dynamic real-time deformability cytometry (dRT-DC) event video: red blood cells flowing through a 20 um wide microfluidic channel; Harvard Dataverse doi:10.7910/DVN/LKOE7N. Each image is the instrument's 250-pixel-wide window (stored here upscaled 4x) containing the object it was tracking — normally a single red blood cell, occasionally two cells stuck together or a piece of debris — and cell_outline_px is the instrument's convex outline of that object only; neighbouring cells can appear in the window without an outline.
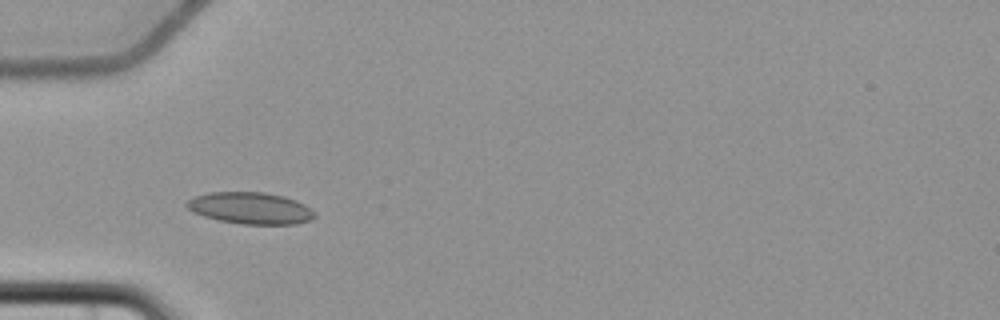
{"species": "common noctule bat (a hibernating species)", "species_latin": "Nyctalus noctula", "temperature_condition": "cold", "stored_images_in_passage": 2, "camera_frame_rate_fps": 3000, "um_per_image_px": 0.085, "animal": {"sex": "female", "body_mass_g": 22.7, "forearm_length_mm": 54.2}, "frame": {"image": 1, "passage_image": 1, "time_ms": 0.0, "image_size_px": [1000, 320], "cell_outline_px": [[316, 216], [312, 220], [296, 224], [240, 224], [216, 220], [192, 212], [184, 204], [188, 200], [196, 196], [208, 192], [264, 192], [284, 196], [296, 200], [304, 204], [316, 212]], "centroid_in_image_um": [21.3, 17.69], "position_along_channel_um": 63.7, "area_um2": 23.87}}
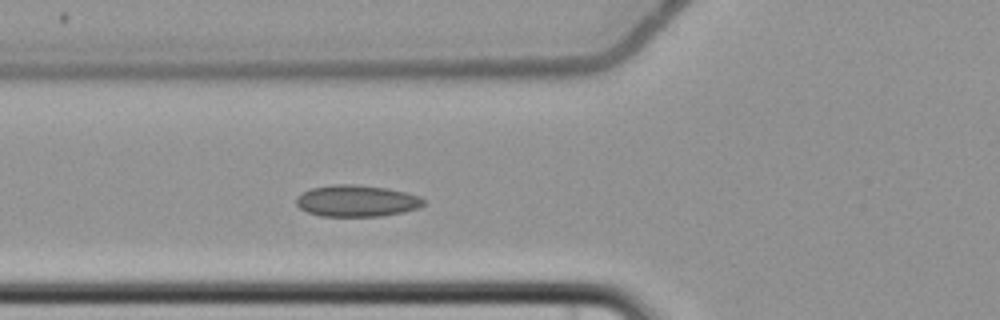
{"frame": {"image": 2, "passage_image": 2, "time_ms": 1.0, "image_size_px": [1000, 320], "cell_outline_px": [[424, 204], [420, 208], [380, 216], [320, 216], [308, 212], [300, 208], [296, 204], [296, 196], [312, 188], [336, 184], [352, 184], [388, 188], [420, 196], [424, 200]], "centroid_in_image_um": [30.31, 17.07], "position_along_channel_um": 95.5, "area_um2": 23.29}}